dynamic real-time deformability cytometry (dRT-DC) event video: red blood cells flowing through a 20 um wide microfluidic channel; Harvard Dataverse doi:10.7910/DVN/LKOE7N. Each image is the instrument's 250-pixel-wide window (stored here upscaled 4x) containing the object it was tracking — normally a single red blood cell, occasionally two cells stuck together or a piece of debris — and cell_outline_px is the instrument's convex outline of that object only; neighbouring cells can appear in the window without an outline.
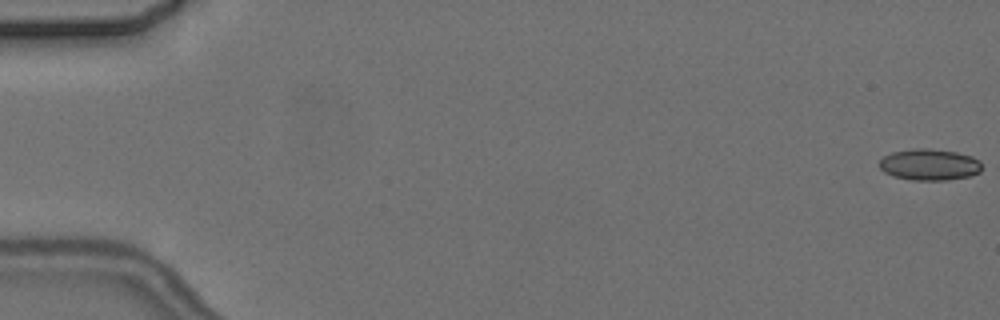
{"species": "common noctule bat (a hibernating species)", "species_latin": "Nyctalus noctula", "temperature_condition": "cold", "stored_images_in_passage": 4, "camera_frame_rate_fps": 3000, "um_per_image_px": 0.085, "animal": {"sex": "female", "body_mass_g": 24.6, "forearm_length_mm": 56.2}, "frame": {"image": 1, "passage_image": 1, "time_ms": 0.0, "image_size_px": [1000, 320], "cell_outline_px": [[980, 172], [968, 176], [948, 180], [912, 180], [892, 176], [884, 172], [880, 168], [880, 160], [884, 156], [892, 152], [916, 148], [928, 148], [956, 152], [972, 156], [980, 160]], "centroid_in_image_um": [78.99, 13.99], "position_along_channel_um": 6.0, "area_um2": 18.73}}
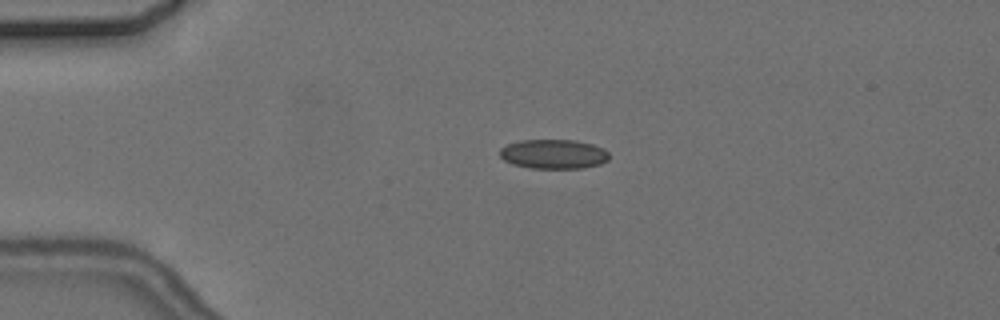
{"frame": {"image": 2, "passage_image": 3, "time_ms": 4.333, "image_size_px": [1000, 320], "cell_outline_px": [[608, 160], [600, 164], [584, 168], [528, 168], [512, 164], [504, 160], [500, 156], [500, 148], [508, 144], [520, 140], [576, 140], [592, 144], [604, 148], [608, 152]], "centroid_in_image_um": [47.05, 13.1], "position_along_channel_um": 37.9, "area_um2": 18.84}}